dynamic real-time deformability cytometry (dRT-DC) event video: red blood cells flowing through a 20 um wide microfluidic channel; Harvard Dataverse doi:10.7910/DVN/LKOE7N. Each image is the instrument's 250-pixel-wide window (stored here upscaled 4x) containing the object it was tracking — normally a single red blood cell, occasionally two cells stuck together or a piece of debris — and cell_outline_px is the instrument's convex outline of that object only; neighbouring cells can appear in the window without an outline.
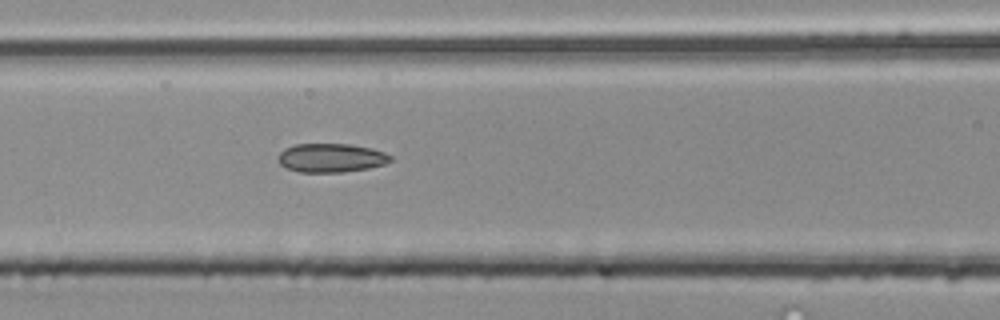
{"species": "common noctule bat (a hibernating species)", "species_latin": "Nyctalus noctula", "temperature_condition": "room temperature", "stored_images_in_passage": 5, "camera_frame_rate_fps": 3000, "um_per_image_px": 0.085, "animal": {"sex": "male", "body_mass_g": 20.4}, "frame": {"image": 1, "passage_image": 5, "time_ms": 1.333, "image_size_px": [1000, 320], "cell_outline_px": [[392, 160], [384, 164], [368, 168], [344, 172], [300, 172], [288, 168], [280, 164], [276, 160], [276, 156], [284, 148], [296, 144], [352, 144], [372, 148], [384, 152], [392, 156]], "centroid_in_image_um": [28.12, 13.41], "position_along_channel_um": 138.5, "area_um2": 19.02}}